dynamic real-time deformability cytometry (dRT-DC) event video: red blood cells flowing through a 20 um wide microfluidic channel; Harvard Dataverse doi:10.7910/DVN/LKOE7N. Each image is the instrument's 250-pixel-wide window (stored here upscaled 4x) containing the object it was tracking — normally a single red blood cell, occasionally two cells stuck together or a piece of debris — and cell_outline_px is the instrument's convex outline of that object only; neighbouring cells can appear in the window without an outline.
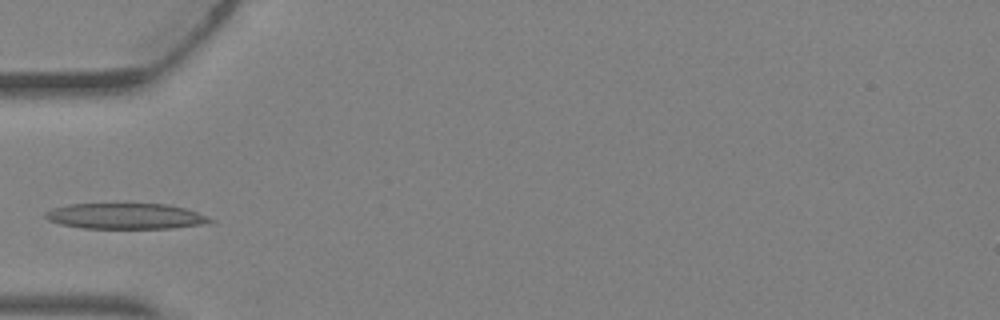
{"species": "Egyptian fruit bat (a non-hibernating species)", "species_latin": "Rousettus aegyptiacus", "temperature_condition": "warm", "stored_images_in_passage": 2, "camera_frame_rate_fps": 3000, "um_per_image_px": 0.085, "animal": {"sex": "female"}, "frame": {"image": 1, "passage_image": 2, "time_ms": 0.333, "image_size_px": [1000, 320], "cell_outline_px": [[216, 220], [204, 224], [172, 228], [84, 228], [60, 224], [48, 220], [44, 216], [44, 212], [68, 204], [168, 204], [184, 208], [208, 216]], "centroid_in_image_um": [10.69, 18.37], "position_along_channel_um": 74.3, "area_um2": 24.57}}